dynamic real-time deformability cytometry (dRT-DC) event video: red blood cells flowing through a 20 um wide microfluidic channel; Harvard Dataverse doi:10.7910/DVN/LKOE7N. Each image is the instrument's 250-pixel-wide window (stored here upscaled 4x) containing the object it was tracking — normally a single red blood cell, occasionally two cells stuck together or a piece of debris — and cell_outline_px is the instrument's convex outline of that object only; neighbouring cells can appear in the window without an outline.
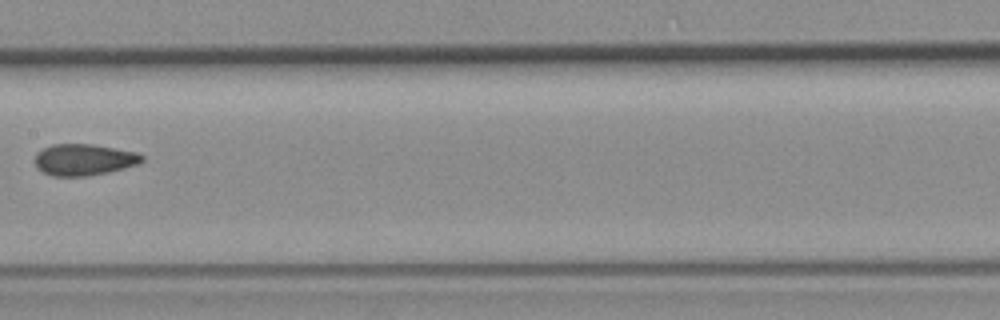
{"species": "common noctule bat (a hibernating species)", "species_latin": "Nyctalus noctula", "temperature_condition": "room temperature", "stored_images_in_passage": 8, "camera_frame_rate_fps": 3000, "um_per_image_px": 0.085, "animal": {"sex": "female", "body_mass_g": 19.3, "forearm_length_mm": 54.1}, "frame": {"image": 1, "passage_image": 7, "time_ms": 8.0, "image_size_px": [1000, 320], "cell_outline_px": [[144, 160], [136, 164], [124, 168], [108, 172], [88, 176], [52, 176], [36, 168], [36, 152], [52, 144], [92, 144], [136, 152], [144, 156]], "centroid_in_image_um": [7.12, 13.57], "position_along_channel_um": 200.3, "area_um2": 19.54}}
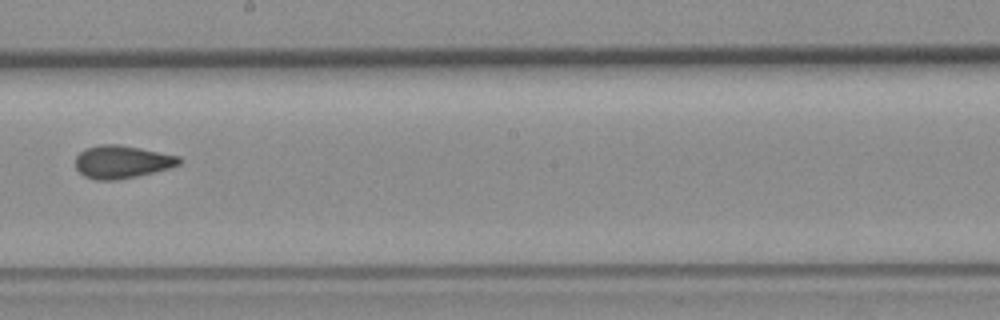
{"frame": {"image": 2, "passage_image": 8, "time_ms": 9.0, "image_size_px": [1000, 320], "cell_outline_px": [[180, 164], [168, 168], [136, 176], [116, 180], [96, 180], [84, 176], [76, 168], [76, 156], [80, 152], [88, 148], [100, 144], [116, 144], [140, 148], [180, 156]], "centroid_in_image_um": [10.34, 13.76], "position_along_channel_um": 237.9, "area_um2": 19.59}}